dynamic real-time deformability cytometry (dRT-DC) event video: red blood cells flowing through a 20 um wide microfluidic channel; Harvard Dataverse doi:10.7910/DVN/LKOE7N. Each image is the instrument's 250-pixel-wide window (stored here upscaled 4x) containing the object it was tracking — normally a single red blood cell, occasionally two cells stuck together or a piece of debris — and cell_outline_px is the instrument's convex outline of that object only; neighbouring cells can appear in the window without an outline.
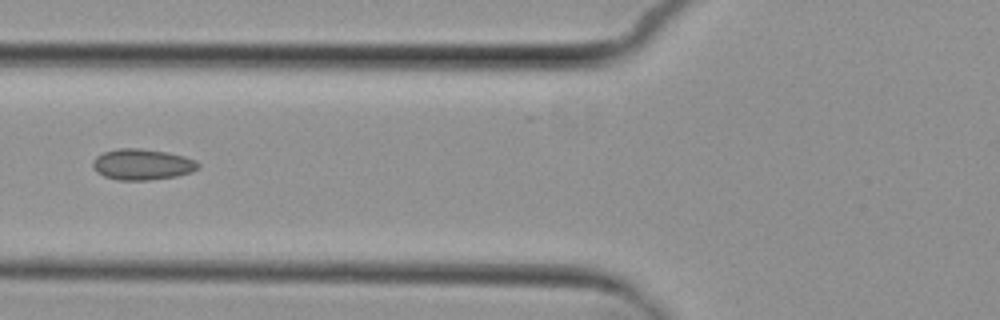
{"species": "common noctule bat (a hibernating species)", "species_latin": "Nyctalus noctula", "temperature_condition": "cold", "stored_images_in_passage": 5, "camera_frame_rate_fps": 3000, "um_per_image_px": 0.085, "animal": {"sex": "female", "body_mass_g": 29.2, "forearm_length_mm": 56.3}, "frame": {"image": 1, "passage_image": 5, "time_ms": 4.667, "image_size_px": [1000, 320], "cell_outline_px": [[200, 164], [192, 172], [176, 176], [148, 180], [116, 180], [104, 176], [96, 172], [92, 164], [92, 160], [96, 156], [104, 152], [120, 148], [140, 148], [168, 152], [184, 156], [196, 160]], "centroid_in_image_um": [12.07, 13.97], "position_along_channel_um": 113.7, "area_um2": 19.07}}